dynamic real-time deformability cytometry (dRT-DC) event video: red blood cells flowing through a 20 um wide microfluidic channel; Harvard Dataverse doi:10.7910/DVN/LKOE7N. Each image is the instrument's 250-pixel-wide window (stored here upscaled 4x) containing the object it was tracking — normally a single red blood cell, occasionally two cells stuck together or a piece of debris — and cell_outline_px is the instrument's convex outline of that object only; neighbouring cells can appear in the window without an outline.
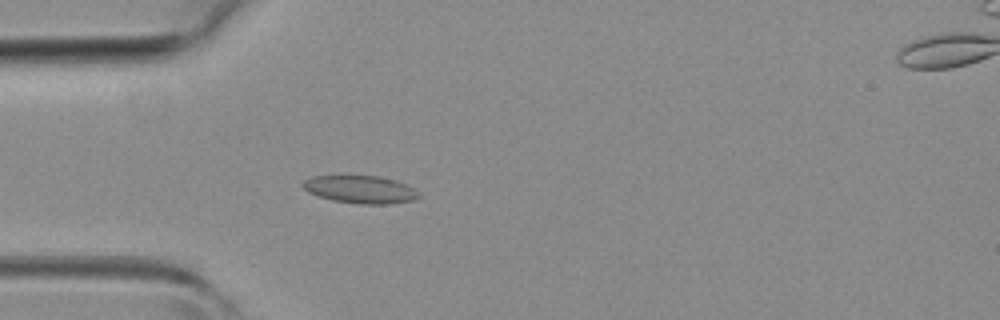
{"species": "common noctule bat (a hibernating species)", "species_latin": "Nyctalus noctula", "temperature_condition": "room temperature", "stored_images_in_passage": 41, "camera_frame_rate_fps": 3000, "um_per_image_px": 0.085, "animal": {"sex": "female", "body_mass_g": 19.3, "forearm_length_mm": 54.1}, "frame": {"image": 1, "passage_image": 9, "time_ms": 2.667, "image_size_px": [1000, 320], "cell_outline_px": [[420, 196], [412, 200], [388, 204], [360, 204], [332, 200], [308, 192], [300, 184], [304, 180], [312, 176], [340, 172], [380, 176], [396, 180], [408, 184], [420, 192]], "centroid_in_image_um": [30.59, 16.03], "position_along_channel_um": 54.4, "area_um2": 19.77}}
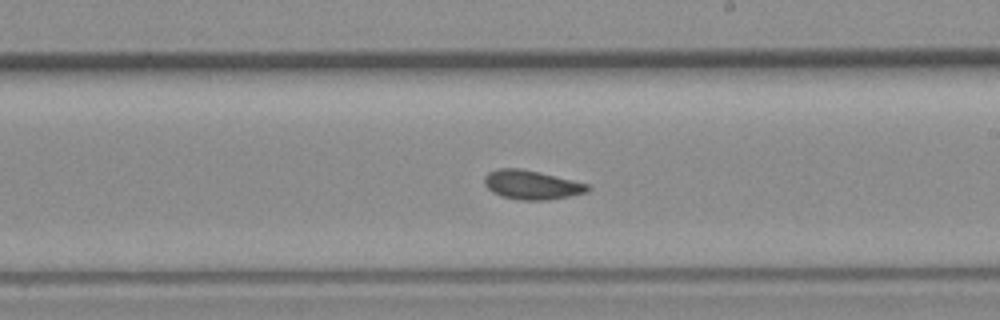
{"frame": {"image": 2, "passage_image": 22, "time_ms": 7.0, "image_size_px": [1000, 320], "cell_outline_px": [[592, 188], [588, 192], [548, 200], [520, 200], [500, 196], [492, 192], [484, 184], [484, 176], [488, 172], [500, 168], [520, 168], [540, 172], [588, 184]], "centroid_in_image_um": [45.18, 15.71], "position_along_channel_um": 243.8, "area_um2": 17.57}}
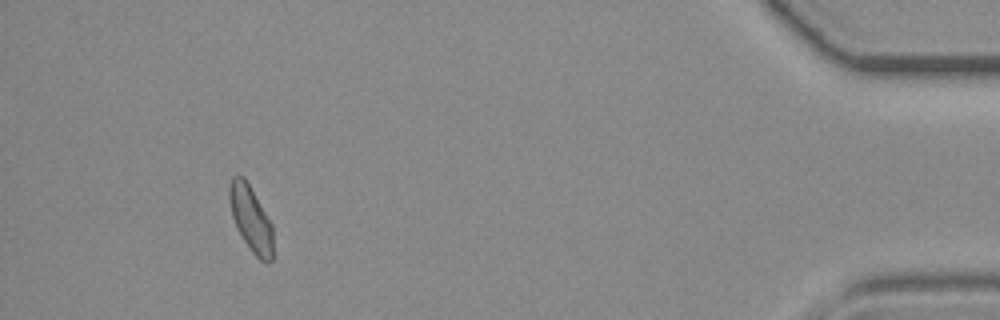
{"frame": {"image": 3, "passage_image": 38, "time_ms": 12.333, "image_size_px": [1000, 320], "cell_outline_px": [[272, 260], [268, 264], [264, 264], [252, 252], [244, 240], [232, 216], [228, 200], [228, 188], [232, 176], [244, 176], [272, 224]], "centroid_in_image_um": [21.31, 18.59], "position_along_channel_um": 413.9, "area_um2": 16.59}}